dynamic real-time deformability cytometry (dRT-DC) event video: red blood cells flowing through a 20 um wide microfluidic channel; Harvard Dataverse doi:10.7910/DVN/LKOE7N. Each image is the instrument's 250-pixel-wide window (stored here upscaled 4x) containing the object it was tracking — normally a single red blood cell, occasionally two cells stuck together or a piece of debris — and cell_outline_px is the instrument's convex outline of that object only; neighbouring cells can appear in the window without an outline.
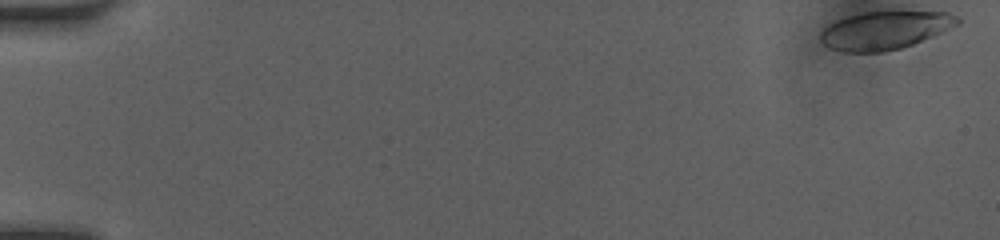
{"species": "human", "species_latin": "Homo sapiens", "temperature_condition": "room temperature", "stored_images_in_passage": 46, "camera_frame_rate_fps": 3000, "um_per_image_px": 0.085, "donor": {"sex": "female"}, "frame": {"image": 1, "passage_image": 1, "time_ms": 0.0, "image_size_px": [1000, 240], "cell_outline_px": [[960, 24], [932, 36], [912, 44], [900, 48], [880, 52], [844, 52], [832, 48], [824, 44], [820, 40], [820, 32], [828, 24], [836, 20], [848, 16], [864, 12], [948, 12], [956, 16], [960, 20]], "centroid_in_image_um": [75.19, 2.57], "position_along_channel_um": 9.8, "area_um2": 30.11}}
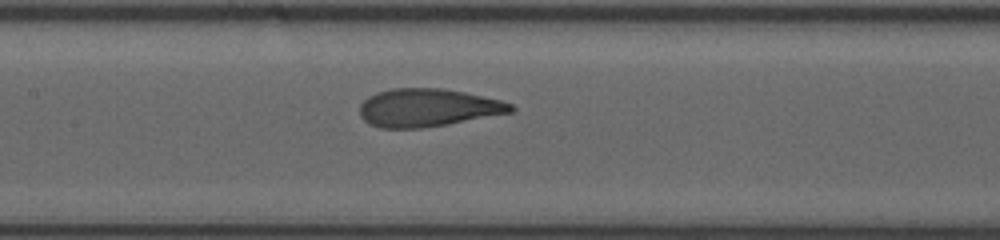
{"frame": {"image": 2, "passage_image": 25, "time_ms": 8.0, "image_size_px": [1000, 240], "cell_outline_px": [[516, 108], [512, 112], [448, 124], [424, 128], [380, 128], [368, 124], [360, 116], [360, 104], [368, 96], [376, 92], [392, 88], [444, 88], [484, 96], [500, 100], [512, 104]], "centroid_in_image_um": [36.34, 9.15], "position_along_channel_um": 171.1, "area_um2": 33.64}}
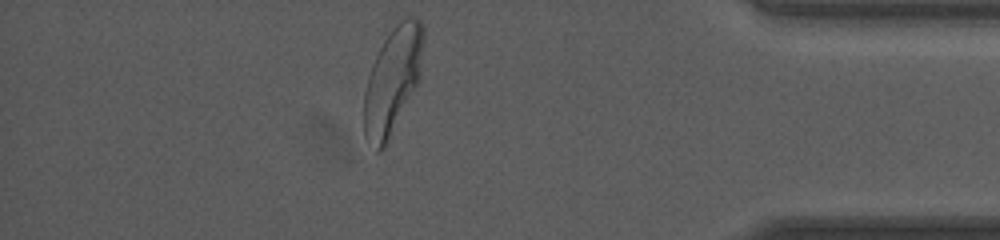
{"frame": {"image": 3, "passage_image": 44, "time_ms": 14.333, "image_size_px": [1000, 240], "cell_outline_px": [[424, 40], [420, 80], [384, 148], [380, 152], [376, 152], [364, 136], [364, 92], [368, 76], [372, 64], [384, 40], [392, 28], [400, 20], [408, 16], [412, 16], [420, 20], [424, 24]], "centroid_in_image_um": [33.38, 6.83], "position_along_channel_um": 401.8, "area_um2": 37.11}, "authors_computed_cell_mechanics": {"area_um2": 33.6396, "velocity_mm_per_s": 4.1565, "shape_relaxation_time_tau1_ms": 3.8556, "shape_relaxation_time_tau2_ms": null, "deformation_change_tau1": 0.1822, "deformation_change_tau2": null}}